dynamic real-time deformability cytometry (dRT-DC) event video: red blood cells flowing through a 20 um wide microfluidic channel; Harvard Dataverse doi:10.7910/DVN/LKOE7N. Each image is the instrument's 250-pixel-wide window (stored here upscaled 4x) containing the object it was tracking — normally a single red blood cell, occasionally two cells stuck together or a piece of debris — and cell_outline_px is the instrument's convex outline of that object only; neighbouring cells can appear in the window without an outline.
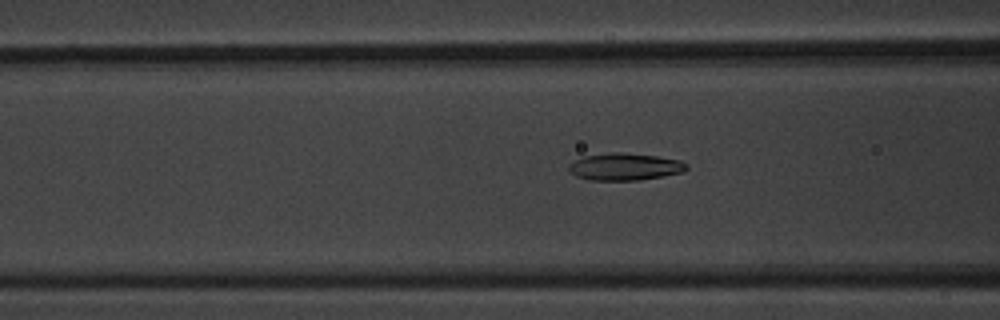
{"species": "common noctule bat (a hibernating species)", "species_latin": "Nyctalus noctula", "temperature_condition": "warm", "stored_images_in_passage": 61, "camera_frame_rate_fps": 3000, "um_per_image_px": 0.085, "animal": {"sex": "male", "body_mass_g": 20.1, "forearm_length_mm": 53.5}, "frame": {"image": 1, "passage_image": 24, "time_ms": 7.667, "image_size_px": [1000, 320], "cell_outline_px": [[688, 168], [684, 172], [664, 176], [640, 180], [588, 180], [576, 176], [568, 168], [568, 164], [572, 160], [584, 156], [608, 152], [620, 152], [656, 156], [680, 160], [688, 164]], "centroid_in_image_um": [53.1, 14.17], "position_along_channel_um": 113.5, "area_um2": 18.84}}
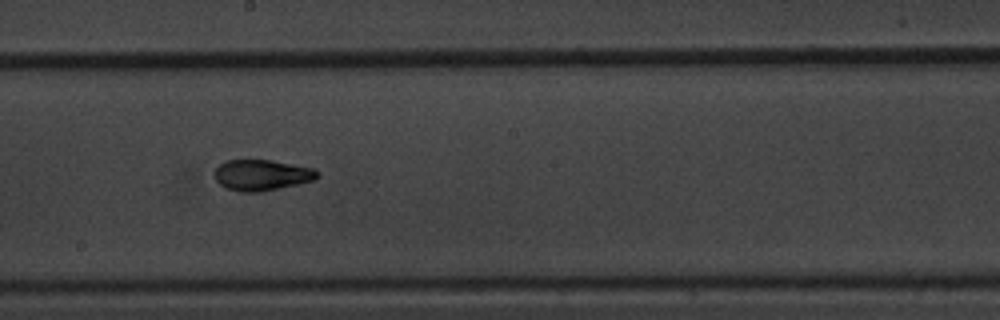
{"frame": {"image": 2, "passage_image": 34, "time_ms": 11.0, "image_size_px": [1000, 320], "cell_outline_px": [[320, 176], [316, 180], [260, 192], [240, 192], [228, 188], [220, 184], [216, 180], [216, 168], [224, 160], [272, 160], [316, 168], [320, 172]], "centroid_in_image_um": [22.32, 14.87], "position_along_channel_um": 225.9, "area_um2": 18.61}}
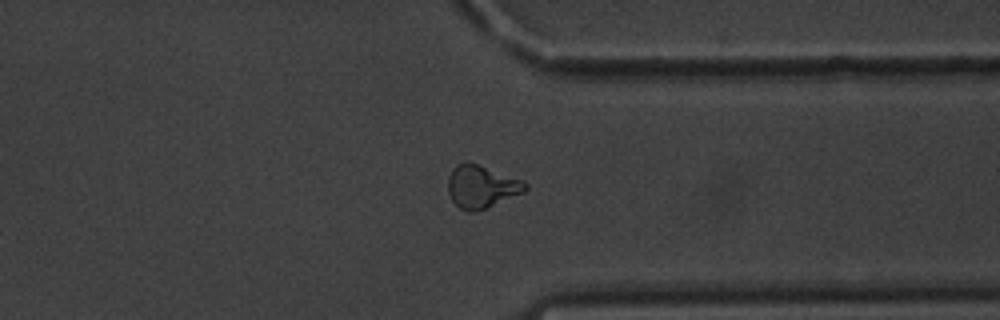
{"frame": {"image": 3, "passage_image": 47, "time_ms": 15.333, "image_size_px": [1000, 320], "cell_outline_px": [[528, 188], [524, 192], [484, 208], [472, 212], [468, 212], [460, 208], [452, 200], [448, 192], [448, 176], [452, 168], [456, 164], [468, 160], [524, 180], [528, 184]], "centroid_in_image_um": [40.92, 15.82], "position_along_channel_um": 370.5, "area_um2": 19.36}, "authors_computed_cell_mechanics": {"area_um2": 18.6116, "velocity_mm_per_s": 3.3715, "shape_relaxation_time_tau1_ms": 4.8551, "shape_relaxation_time_tau2_ms": 2.3134, "deformation_change_tau1": 0.1713, "deformation_change_tau2": 0.0846}}